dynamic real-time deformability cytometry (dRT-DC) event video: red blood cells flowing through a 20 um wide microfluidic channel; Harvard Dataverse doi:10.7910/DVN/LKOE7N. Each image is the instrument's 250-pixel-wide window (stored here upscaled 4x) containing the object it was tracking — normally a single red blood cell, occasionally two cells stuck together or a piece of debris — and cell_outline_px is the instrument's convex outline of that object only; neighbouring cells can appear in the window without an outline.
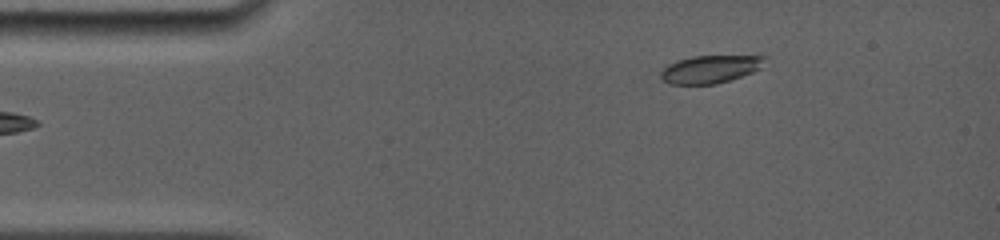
{"species": "common noctule bat (a hibernating species)", "species_latin": "Nyctalus noctula", "temperature_condition": "room temperature", "stored_images_in_passage": 23, "camera_frame_rate_fps": 5000, "um_per_image_px": 0.085, "animal": {"sex": "female", "body_mass_g": 19.0, "forearm_length_mm": 56.7}, "frame": {"image": 1, "passage_image": 3, "time_ms": 0.4, "image_size_px": [1000, 240], "cell_outline_px": [[768, 56], [760, 68], [752, 72], [716, 84], [668, 84], [660, 76], [660, 72], [668, 64], [692, 56]], "centroid_in_image_um": [60.35, 5.88], "position_along_channel_um": 24.6, "area_um2": 16.59}}
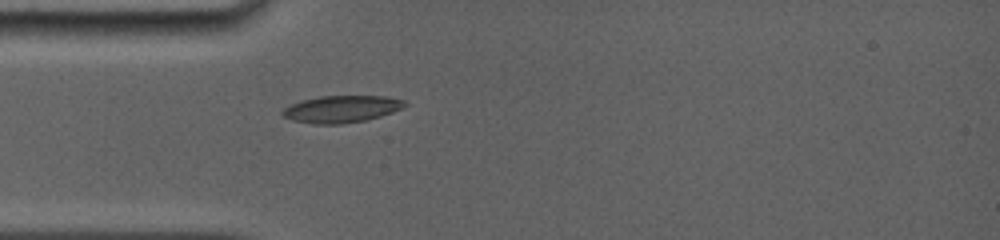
{"frame": {"image": 2, "passage_image": 22, "time_ms": 2.6, "image_size_px": [1000, 240], "cell_outline_px": [[408, 104], [404, 108], [380, 116], [364, 120], [340, 124], [312, 124], [292, 120], [280, 116], [280, 112], [284, 108], [300, 100], [320, 96], [384, 96], [404, 100]], "centroid_in_image_um": [28.99, 9.27], "position_along_channel_um": 56.0, "area_um2": 19.36}}